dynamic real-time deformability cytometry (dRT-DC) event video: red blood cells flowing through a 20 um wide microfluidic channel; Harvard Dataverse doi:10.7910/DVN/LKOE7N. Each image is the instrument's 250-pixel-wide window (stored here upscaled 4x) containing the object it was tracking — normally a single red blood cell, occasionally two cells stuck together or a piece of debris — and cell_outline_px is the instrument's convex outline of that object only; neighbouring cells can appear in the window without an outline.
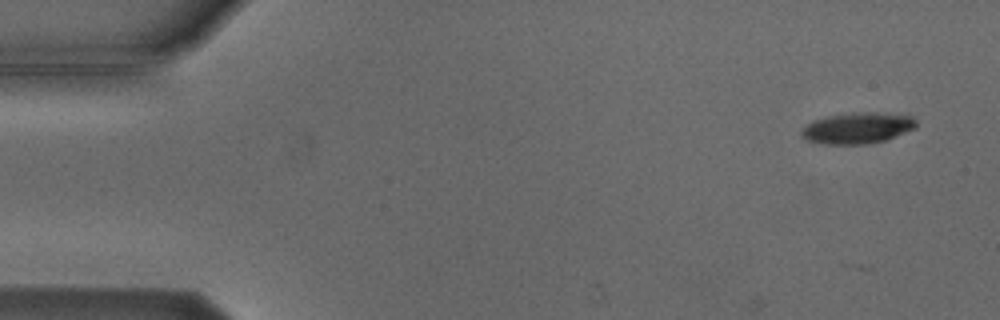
{"species": "Egyptian fruit bat (a non-hibernating species)", "species_latin": "Rousettus aegyptiacus", "temperature_condition": "cold", "stored_images_in_passage": 5, "camera_frame_rate_fps": 3000, "um_per_image_px": 0.085, "animal": {"sex": "male"}, "frame": {"image": 1, "passage_image": 1, "time_ms": 0.0, "image_size_px": [1000, 320], "cell_outline_px": [[916, 128], [884, 140], [868, 144], [824, 144], [808, 140], [800, 132], [812, 120], [828, 116], [852, 112], [876, 112], [912, 116], [916, 120]], "centroid_in_image_um": [72.9, 10.87], "position_along_channel_um": 12.1, "area_um2": 20.63}}